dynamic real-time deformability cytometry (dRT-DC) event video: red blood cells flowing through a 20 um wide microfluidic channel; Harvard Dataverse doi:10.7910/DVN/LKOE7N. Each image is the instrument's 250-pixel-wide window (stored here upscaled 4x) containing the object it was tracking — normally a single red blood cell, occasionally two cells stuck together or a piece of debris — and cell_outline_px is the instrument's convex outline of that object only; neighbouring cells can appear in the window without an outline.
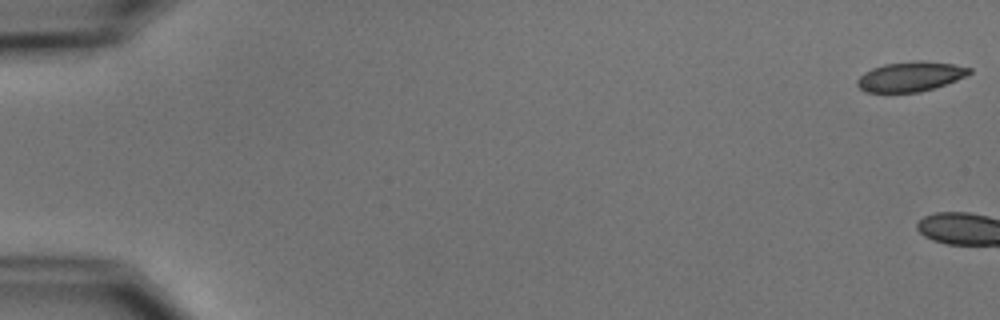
{"species": "common noctule bat (a hibernating species)", "species_latin": "Nyctalus noctula", "temperature_condition": "cold", "stored_images_in_passage": 7, "camera_frame_rate_fps": 3000, "um_per_image_px": 0.085, "animal": {"sex": "male", "body_mass_g": 15.6}, "frame": {"image": 1, "passage_image": 1, "time_ms": 0.0, "image_size_px": [1000, 320], "cell_outline_px": [[972, 72], [956, 80], [920, 92], [864, 92], [856, 84], [856, 80], [864, 72], [872, 68], [884, 64], [916, 60], [924, 60], [952, 64], [972, 68]], "centroid_in_image_um": [77.35, 6.49], "position_along_channel_um": 7.6, "area_um2": 19.42}}